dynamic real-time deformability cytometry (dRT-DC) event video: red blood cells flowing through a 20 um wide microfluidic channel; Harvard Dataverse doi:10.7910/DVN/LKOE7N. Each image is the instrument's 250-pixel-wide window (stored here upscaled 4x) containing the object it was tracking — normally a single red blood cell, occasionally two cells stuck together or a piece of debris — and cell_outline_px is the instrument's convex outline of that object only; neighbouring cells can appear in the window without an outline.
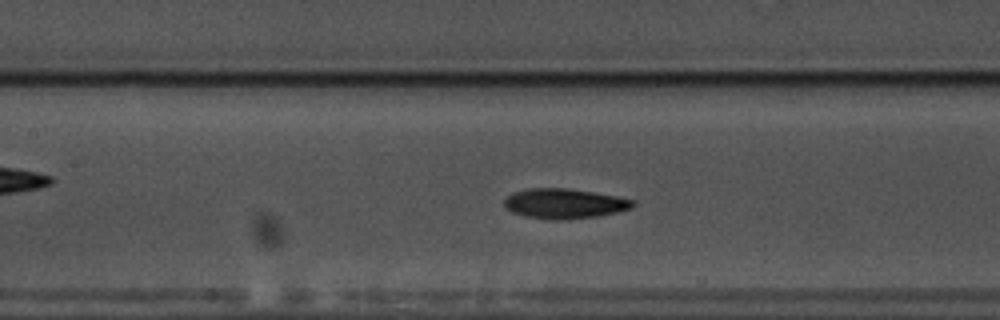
{"species": "common noctule bat (a hibernating species)", "species_latin": "Nyctalus noctula", "temperature_condition": "warm", "stored_images_in_passage": 59, "camera_frame_rate_fps": 3000, "um_per_image_px": 0.085, "animal": {"sex": "male", "body_mass_g": 17.5, "forearm_length_mm": 52.3}, "frame": {"image": 1, "passage_image": 27, "time_ms": 8.667, "image_size_px": [1000, 320], "cell_outline_px": [[636, 204], [632, 208], [616, 212], [596, 216], [568, 220], [552, 220], [524, 216], [512, 212], [504, 208], [504, 200], [512, 192], [528, 188], [568, 188], [616, 196], [636, 200]], "centroid_in_image_um": [47.95, 17.31], "position_along_channel_um": 159.4, "area_um2": 22.66}}
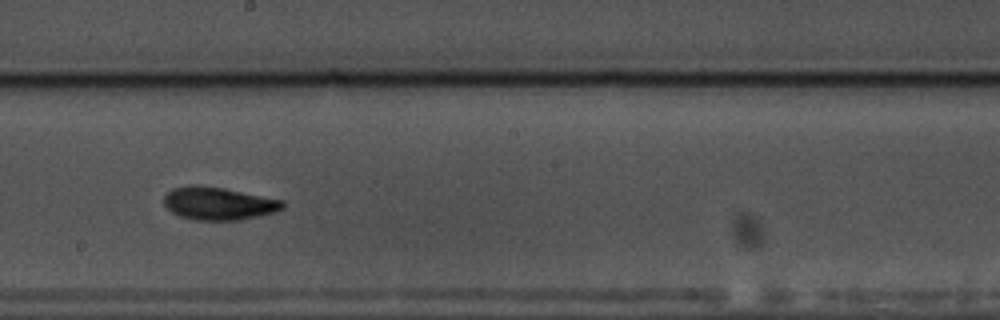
{"frame": {"image": 2, "passage_image": 33, "time_ms": 10.667, "image_size_px": [1000, 320], "cell_outline_px": [[284, 208], [276, 212], [240, 220], [196, 220], [180, 216], [172, 212], [164, 204], [164, 196], [172, 188], [188, 184], [196, 184], [224, 188], [284, 200]], "centroid_in_image_um": [18.58, 17.28], "position_along_channel_um": 229.6, "area_um2": 22.89}}
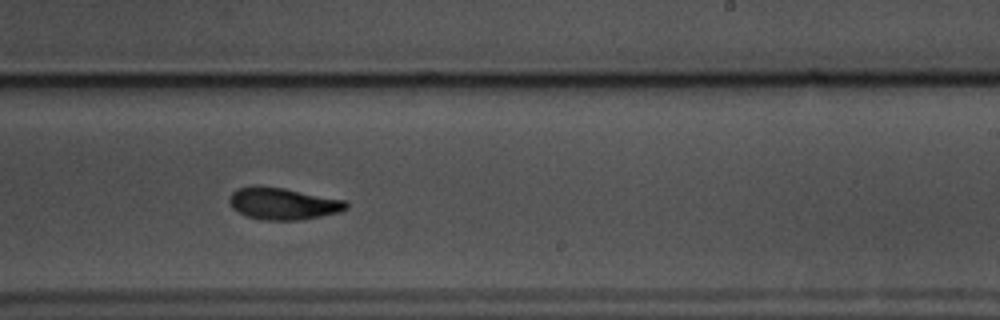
{"frame": {"image": 3, "passage_image": 36, "time_ms": 11.667, "image_size_px": [1000, 320], "cell_outline_px": [[348, 208], [340, 212], [300, 220], [264, 220], [248, 216], [232, 208], [228, 204], [228, 200], [232, 192], [236, 188], [252, 184], [256, 184], [284, 188], [344, 200], [348, 204]], "centroid_in_image_um": [24.0, 17.28], "position_along_channel_um": 265.0, "area_um2": 21.91}, "authors_computed_cell_mechanics": {"area_um2": 21.5016, "velocity_mm_per_s": 3.533, "shape_relaxation_time_tau1_ms": 3.1335, "shape_relaxation_time_tau2_ms": 3.0733, "deformation_change_tau1": 0.1541, "deformation_change_tau2": 0.0966}}